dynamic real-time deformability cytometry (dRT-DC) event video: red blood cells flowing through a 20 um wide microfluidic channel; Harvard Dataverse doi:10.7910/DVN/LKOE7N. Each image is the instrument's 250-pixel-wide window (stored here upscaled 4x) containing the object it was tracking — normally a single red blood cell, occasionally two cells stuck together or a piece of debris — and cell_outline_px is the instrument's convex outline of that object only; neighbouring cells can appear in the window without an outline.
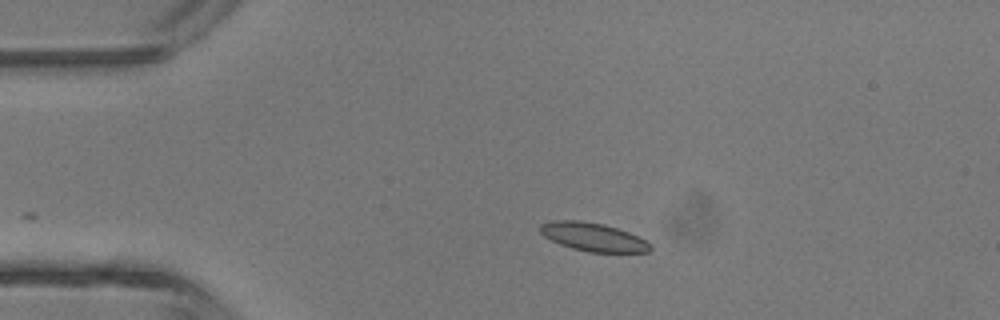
{"species": "common noctule bat (a hibernating species)", "species_latin": "Nyctalus noctula", "temperature_condition": "room temperature", "stored_images_in_passage": 2, "camera_frame_rate_fps": 3000, "um_per_image_px": 0.085, "animal": {"sex": "male", "body_mass_g": 13.3}, "frame": {"image": 1, "passage_image": 2, "time_ms": 1.333, "image_size_px": [1000, 320], "cell_outline_px": [[652, 248], [648, 252], [588, 252], [572, 248], [560, 244], [544, 236], [540, 232], [540, 224], [552, 220], [576, 220], [604, 224], [628, 232], [652, 244]], "centroid_in_image_um": [50.4, 20.14], "position_along_channel_um": 34.6, "area_um2": 18.09}}